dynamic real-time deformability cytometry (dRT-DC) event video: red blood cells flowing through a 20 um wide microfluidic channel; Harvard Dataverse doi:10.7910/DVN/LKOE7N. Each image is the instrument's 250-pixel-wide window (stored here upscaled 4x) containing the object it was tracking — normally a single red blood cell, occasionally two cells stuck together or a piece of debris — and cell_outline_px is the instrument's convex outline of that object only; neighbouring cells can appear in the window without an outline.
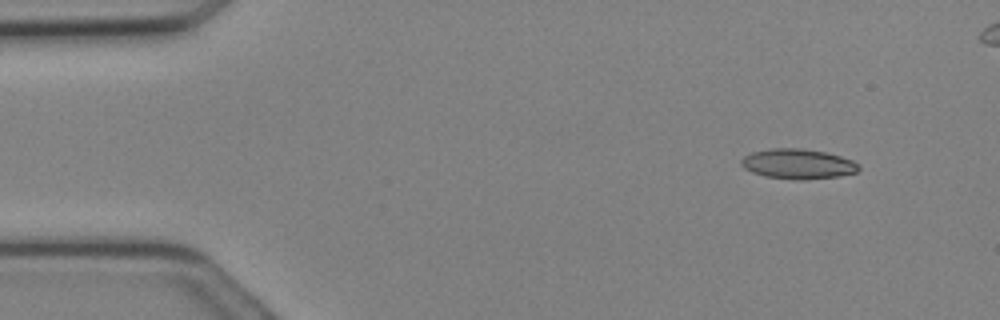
{"species": "Egyptian fruit bat (a non-hibernating species)", "species_latin": "Rousettus aegyptiacus", "temperature_condition": "cold", "stored_images_in_passage": 5, "camera_frame_rate_fps": 3000, "um_per_image_px": 0.085, "animal": {"sex": "female"}, "frame": {"image": 1, "passage_image": 2, "time_ms": 0.333, "image_size_px": [1000, 320], "cell_outline_px": [[860, 168], [856, 172], [840, 176], [804, 180], [796, 180], [764, 176], [752, 172], [744, 168], [740, 164], [740, 160], [744, 156], [752, 152], [768, 148], [804, 148], [828, 152], [852, 160], [860, 164]], "centroid_in_image_um": [67.82, 13.93], "position_along_channel_um": 17.2, "area_um2": 20.87}}